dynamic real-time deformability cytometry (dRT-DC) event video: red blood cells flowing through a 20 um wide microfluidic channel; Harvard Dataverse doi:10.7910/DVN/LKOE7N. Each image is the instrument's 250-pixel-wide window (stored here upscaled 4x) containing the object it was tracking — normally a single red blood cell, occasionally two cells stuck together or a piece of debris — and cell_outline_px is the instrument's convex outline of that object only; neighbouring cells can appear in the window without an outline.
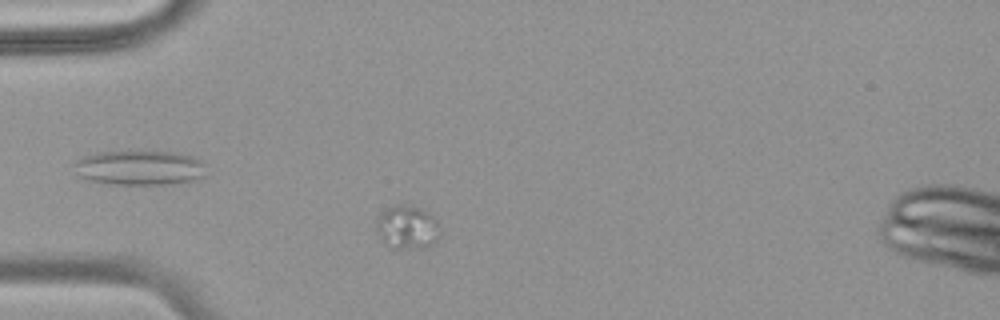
{"species": "common noctule bat (a hibernating species)", "species_latin": "Nyctalus noctula", "temperature_condition": "warm", "stored_images_in_passage": 46, "camera_frame_rate_fps": 3000, "um_per_image_px": 0.085, "animal": {"sex": "female", "body_mass_g": 18.4}, "frame": {"image": 1, "passage_image": 6, "time_ms": 1.667, "image_size_px": [1000, 320], "cell_outline_px": [[440, 236], [428, 248], [392, 248], [384, 244], [376, 228], [376, 220], [388, 208], [396, 204], [408, 200], [424, 208], [436, 220], [440, 228]], "centroid_in_image_um": [34.65, 19.27], "position_along_channel_um": 50.4, "area_um2": 16.76}}
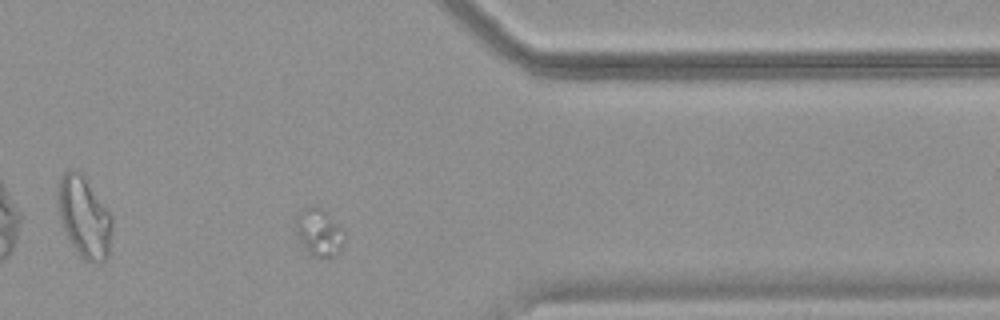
{"frame": {"image": 2, "passage_image": 36, "time_ms": 11.667, "image_size_px": [1000, 320], "cell_outline_px": [[344, 240], [340, 252], [332, 256], [308, 256], [300, 240], [296, 228], [296, 212], [312, 204], [320, 208], [344, 232]], "centroid_in_image_um": [27.08, 19.75], "position_along_channel_um": 384.3, "area_um2": 13.18}}
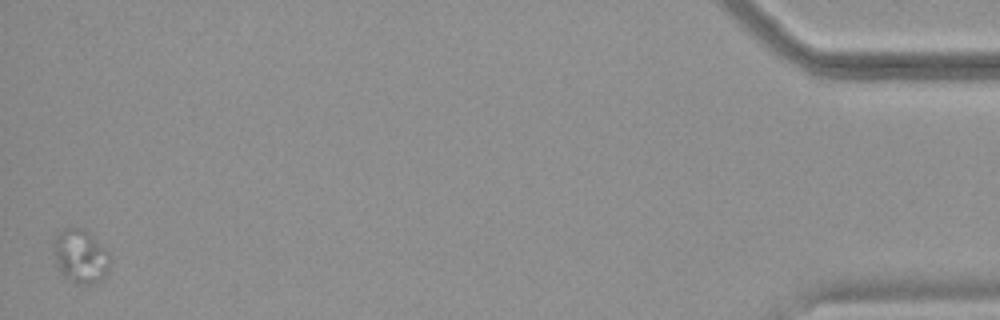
{"frame": {"image": 3, "passage_image": 46, "time_ms": 15.0, "image_size_px": [1000, 320], "cell_outline_px": [[112, 260], [104, 276], [96, 284], [76, 284], [64, 276], [56, 260], [56, 236], [64, 228], [84, 228], [112, 256]], "centroid_in_image_um": [6.91, 21.8], "position_along_channel_um": 428.3, "area_um2": 17.17}}